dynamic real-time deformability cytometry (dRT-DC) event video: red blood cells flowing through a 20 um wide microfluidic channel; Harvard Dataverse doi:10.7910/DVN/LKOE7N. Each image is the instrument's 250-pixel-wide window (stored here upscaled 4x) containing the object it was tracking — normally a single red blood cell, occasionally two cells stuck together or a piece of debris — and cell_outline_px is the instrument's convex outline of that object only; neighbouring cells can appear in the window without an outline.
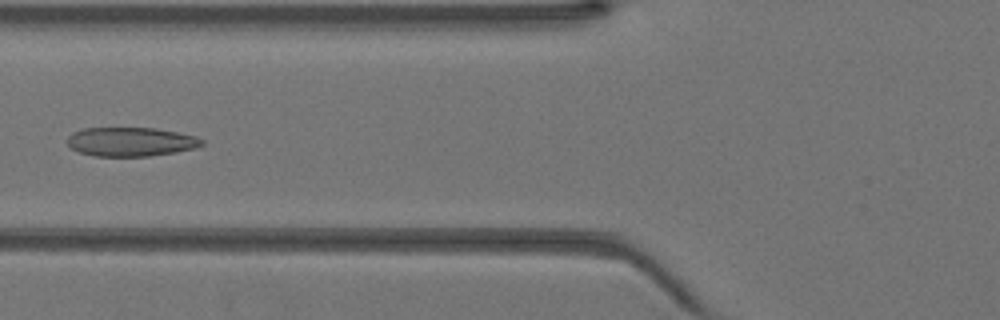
{"species": "Egyptian fruit bat (a non-hibernating species)", "species_latin": "Rousettus aegyptiacus", "temperature_condition": "warm", "stored_images_in_passage": 33, "camera_frame_rate_fps": 3000, "um_per_image_px": 0.085, "animal": {"sex": "female"}, "frame": {"image": 1, "passage_image": 12, "time_ms": 3.667, "image_size_px": [1000, 320], "cell_outline_px": [[204, 144], [196, 148], [176, 152], [148, 156], [96, 156], [80, 152], [72, 148], [68, 144], [68, 136], [72, 132], [84, 128], [156, 128], [196, 136], [204, 140]], "centroid_in_image_um": [11.14, 12.05], "position_along_channel_um": 114.7, "area_um2": 22.72}}
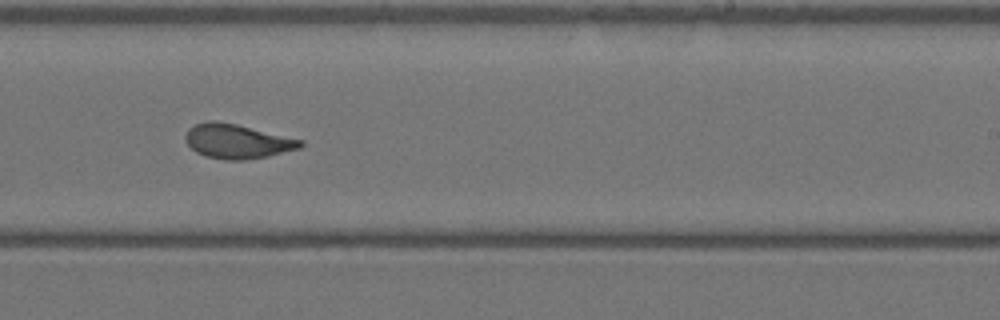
{"frame": {"image": 2, "passage_image": 22, "time_ms": 7.0, "image_size_px": [1000, 320], "cell_outline_px": [[304, 144], [300, 148], [268, 156], [244, 160], [224, 160], [204, 156], [196, 152], [184, 140], [184, 136], [188, 128], [196, 124], [208, 120], [216, 120], [236, 124], [304, 140]], "centroid_in_image_um": [20.14, 12.01], "position_along_channel_um": 268.9, "area_um2": 23.18}}
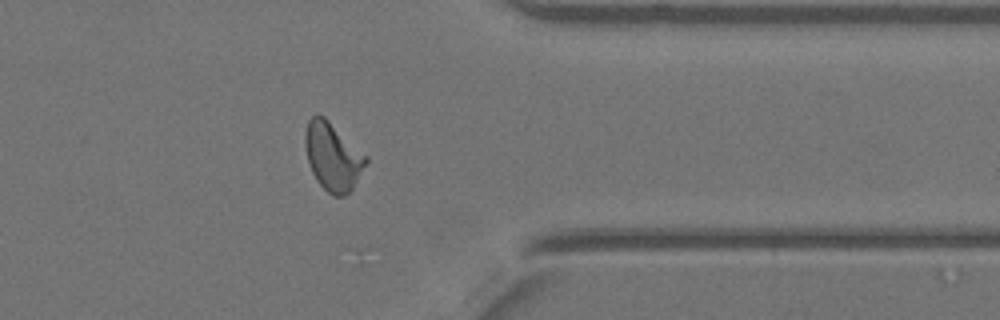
{"frame": {"image": 3, "passage_image": 30, "time_ms": 9.667, "image_size_px": [1000, 320], "cell_outline_px": [[368, 160], [352, 188], [344, 196], [332, 196], [316, 180], [312, 172], [308, 160], [304, 144], [304, 136], [308, 120], [316, 112], [324, 116], [368, 156]], "centroid_in_image_um": [28.27, 13.27], "position_along_channel_um": 383.1, "area_um2": 23.99}}